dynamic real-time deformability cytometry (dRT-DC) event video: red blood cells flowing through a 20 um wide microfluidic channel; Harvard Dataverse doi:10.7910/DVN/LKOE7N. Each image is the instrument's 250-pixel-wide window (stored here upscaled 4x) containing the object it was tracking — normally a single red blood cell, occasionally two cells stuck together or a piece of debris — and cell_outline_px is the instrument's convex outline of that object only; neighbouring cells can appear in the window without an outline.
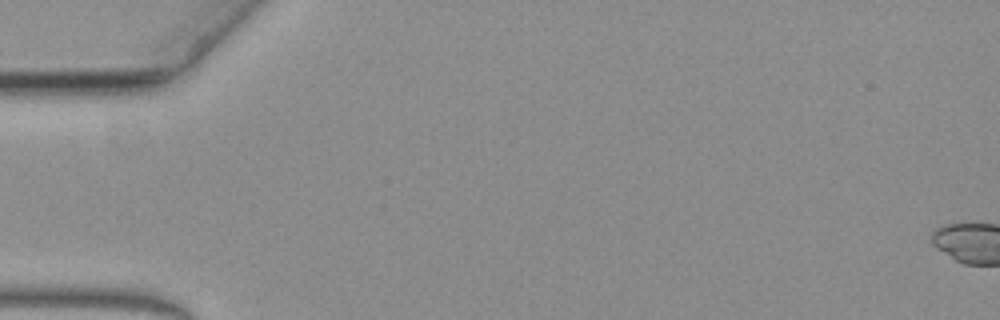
{"species": "common noctule bat (a hibernating species)", "species_latin": "Nyctalus noctula", "temperature_condition": "warm", "stored_images_in_passage": 3, "camera_frame_rate_fps": 3000, "um_per_image_px": 0.085, "animal": {"sex": "female", "body_mass_g": 19.3, "forearm_length_mm": 54.1}, "frame": {"image": 1, "passage_image": 1, "time_ms": 0.0, "image_size_px": [1000, 320], "cell_outline_px": [[172, 304], [164, 304], [44, 296], [36, 292], [48, 288], [120, 280], [164, 300]], "centroid_in_image_um": [8.85, 24.87], "position_along_channel_um": 76.1, "area_um2": 12.14}}